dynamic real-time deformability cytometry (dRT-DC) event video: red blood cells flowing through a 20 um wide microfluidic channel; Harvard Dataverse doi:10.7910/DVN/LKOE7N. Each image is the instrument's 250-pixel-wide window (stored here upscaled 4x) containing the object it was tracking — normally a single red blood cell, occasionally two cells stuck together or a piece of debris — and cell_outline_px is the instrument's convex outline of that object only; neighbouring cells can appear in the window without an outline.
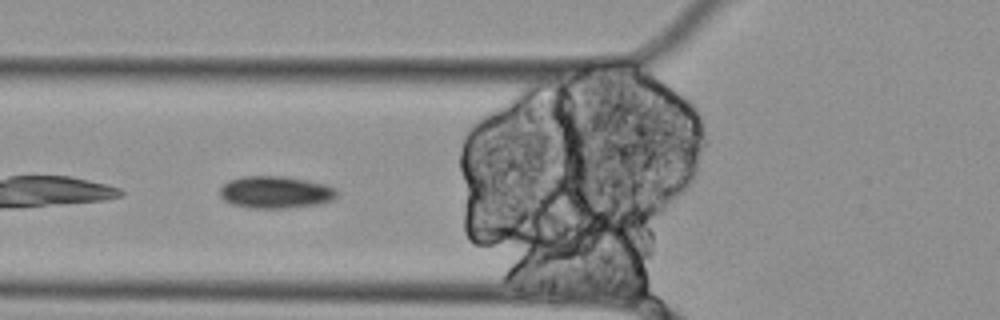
{"species": "Egyptian fruit bat (a non-hibernating species)", "species_latin": "Rousettus aegyptiacus", "temperature_condition": "cold", "stored_images_in_passage": 8, "camera_frame_rate_fps": 3000, "um_per_image_px": 0.085, "animal": {"sex": "female"}, "frame": {"image": 1, "passage_image": 6, "time_ms": 1.667, "image_size_px": [1000, 320], "cell_outline_px": [[336, 196], [332, 200], [320, 204], [284, 208], [248, 208], [232, 204], [224, 200], [220, 196], [220, 188], [228, 180], [244, 176], [284, 176], [308, 180], [324, 184], [336, 188]], "centroid_in_image_um": [23.4, 16.33], "position_along_channel_um": 102.4, "area_um2": 22.02}}
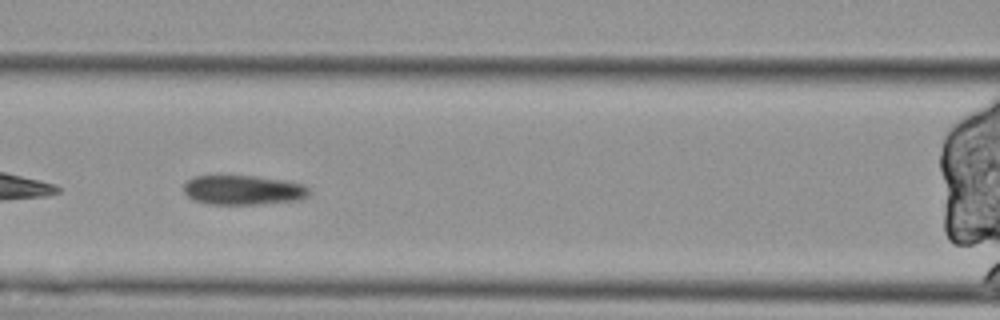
{"frame": {"image": 2, "passage_image": 7, "time_ms": 2.0, "image_size_px": [1000, 320], "cell_outline_px": [[308, 196], [300, 200], [260, 204], [208, 204], [192, 200], [184, 192], [184, 184], [192, 176], [256, 176], [304, 184], [308, 188]], "centroid_in_image_um": [20.64, 16.16], "position_along_channel_um": 146.0, "area_um2": 21.56}}
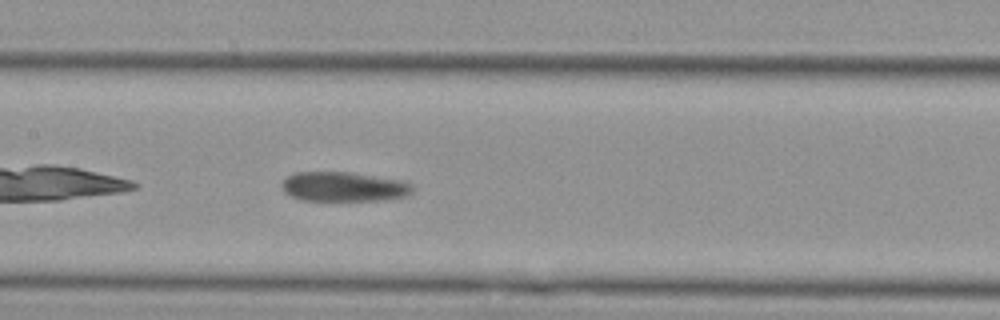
{"frame": {"image": 3, "passage_image": 8, "time_ms": 2.333, "image_size_px": [1000, 320], "cell_outline_px": [[412, 192], [404, 196], [380, 200], [304, 200], [292, 196], [284, 192], [280, 188], [280, 184], [288, 176], [296, 172], [352, 172], [400, 180], [412, 184]], "centroid_in_image_um": [29.18, 15.86], "position_along_channel_um": 178.2, "area_um2": 22.37}}